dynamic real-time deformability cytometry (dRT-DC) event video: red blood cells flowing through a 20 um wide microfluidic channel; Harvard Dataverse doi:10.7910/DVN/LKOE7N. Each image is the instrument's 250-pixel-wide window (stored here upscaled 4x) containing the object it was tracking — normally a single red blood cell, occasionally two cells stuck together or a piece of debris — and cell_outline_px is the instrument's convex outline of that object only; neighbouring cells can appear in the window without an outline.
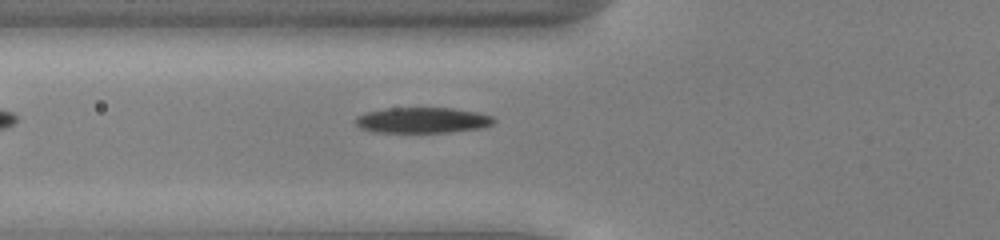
{"species": "common noctule bat (a hibernating species)", "species_latin": "Nyctalus noctula", "temperature_condition": "cold", "stored_images_in_passage": 34, "camera_frame_rate_fps": 3000, "um_per_image_px": 0.085, "animal": {"sex": "male", "body_mass_g": 13.0, "forearm_length_mm": 53.1}, "frame": {"image": 1, "passage_image": 3, "time_ms": 0.667, "image_size_px": [1000, 240], "cell_outline_px": [[496, 120], [492, 124], [484, 128], [448, 132], [372, 132], [360, 128], [356, 124], [356, 116], [364, 112], [388, 108], [452, 108], [476, 112], [492, 116]], "centroid_in_image_um": [35.9, 10.22], "position_along_channel_um": 89.9, "area_um2": 20.75}}
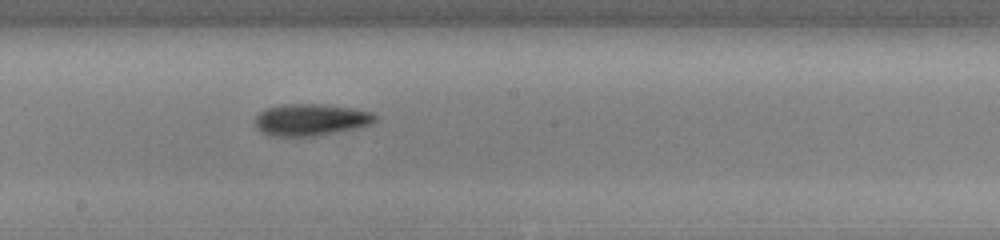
{"frame": {"image": 2, "passage_image": 13, "time_ms": 4.0, "image_size_px": [1000, 240], "cell_outline_px": [[376, 120], [372, 124], [360, 128], [320, 136], [268, 136], [256, 128], [256, 116], [264, 108], [284, 104], [316, 104], [352, 108], [372, 112], [376, 116]], "centroid_in_image_um": [26.43, 10.19], "position_along_channel_um": 221.8, "area_um2": 22.54}}
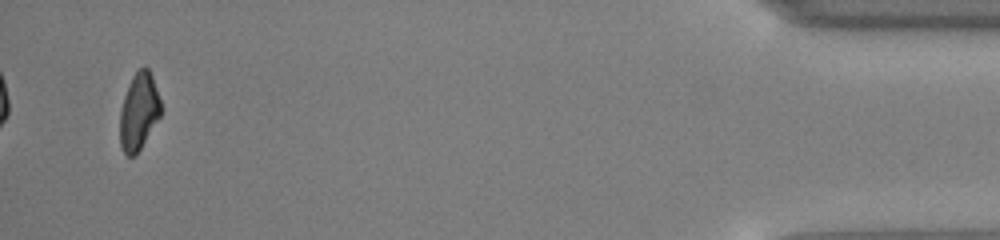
{"frame": {"image": 3, "passage_image": 34, "time_ms": 11.0, "image_size_px": [1000, 240], "cell_outline_px": [[160, 116], [136, 156], [128, 156], [124, 152], [120, 144], [120, 108], [128, 84], [132, 76], [144, 64], [148, 68], [152, 76], [160, 100]], "centroid_in_image_um": [11.78, 9.47], "position_along_channel_um": 423.4, "area_um2": 18.32}, "authors_computed_cell_mechanics": {"area_um2": 20.3167, "velocity_mm_per_s": 3.9516, "shape_relaxation_time_tau1_ms": 2.0443, "shape_relaxation_time_tau2_ms": 10.068, "deformation_change_tau1": 0.1218, "deformation_change_tau2": 0.2064}}